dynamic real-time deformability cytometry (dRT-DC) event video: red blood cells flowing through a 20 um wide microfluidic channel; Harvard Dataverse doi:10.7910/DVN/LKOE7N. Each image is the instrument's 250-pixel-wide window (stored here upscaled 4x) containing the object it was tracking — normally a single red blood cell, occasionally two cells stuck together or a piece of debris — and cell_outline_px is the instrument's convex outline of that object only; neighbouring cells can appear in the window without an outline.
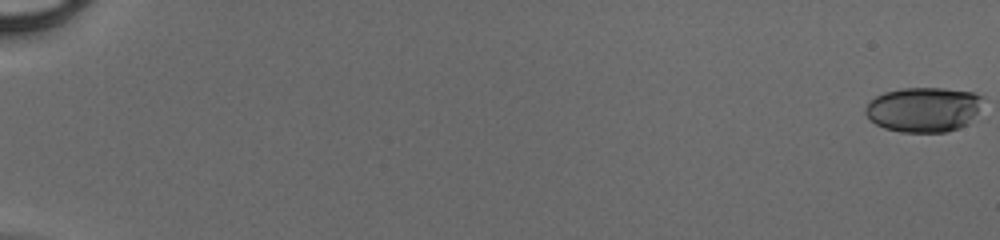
{"species": "human", "species_latin": "Homo sapiens", "temperature_condition": "cold", "stored_images_in_passage": 51, "camera_frame_rate_fps": 3000, "um_per_image_px": 0.085, "donor": {"sex": "male"}, "frame": {"image": 1, "passage_image": 1, "time_ms": 0.0, "image_size_px": [1000, 240], "cell_outline_px": [[984, 96], [976, 112], [968, 124], [948, 132], [900, 132], [884, 128], [868, 120], [864, 112], [864, 108], [868, 100], [884, 92], [900, 88], [944, 88], [972, 92]], "centroid_in_image_um": [78.44, 9.3], "position_along_channel_um": 6.6, "area_um2": 30.98}}
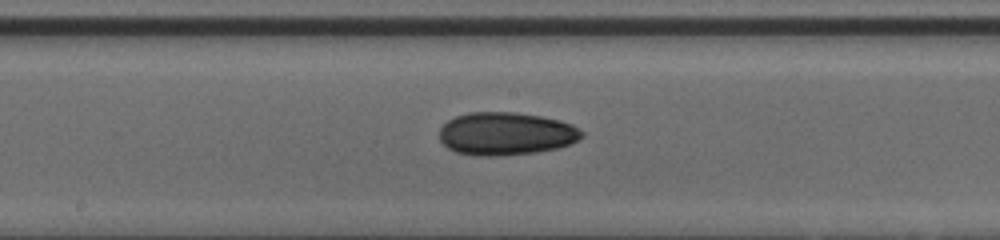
{"frame": {"image": 2, "passage_image": 30, "time_ms": 9.667, "image_size_px": [1000, 240], "cell_outline_px": [[584, 136], [560, 148], [536, 152], [500, 156], [476, 156], [456, 152], [448, 148], [440, 140], [440, 128], [448, 120], [456, 116], [468, 112], [516, 112], [540, 116], [560, 120], [572, 124], [580, 128], [584, 132]], "centroid_in_image_um": [43.02, 11.36], "position_along_channel_um": 205.2, "area_um2": 35.84}}
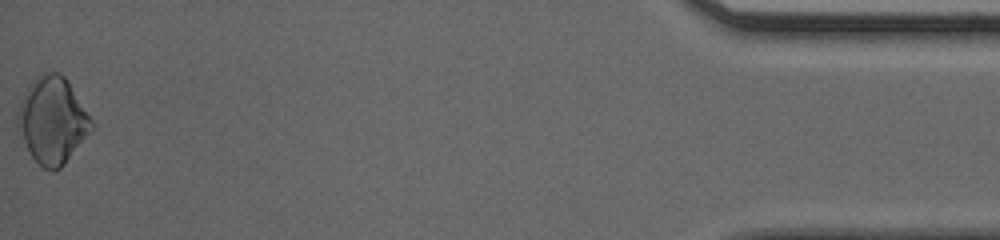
{"frame": {"image": 3, "passage_image": 51, "time_ms": 16.667, "image_size_px": [1000, 240], "cell_outline_px": [[92, 128], [64, 164], [60, 168], [52, 172], [44, 168], [32, 156], [16, 124], [16, 112], [24, 92], [28, 84], [36, 76], [44, 72], [60, 72], [64, 76], [92, 120]], "centroid_in_image_um": [4.41, 10.19], "position_along_channel_um": 430.8, "area_um2": 36.59}}